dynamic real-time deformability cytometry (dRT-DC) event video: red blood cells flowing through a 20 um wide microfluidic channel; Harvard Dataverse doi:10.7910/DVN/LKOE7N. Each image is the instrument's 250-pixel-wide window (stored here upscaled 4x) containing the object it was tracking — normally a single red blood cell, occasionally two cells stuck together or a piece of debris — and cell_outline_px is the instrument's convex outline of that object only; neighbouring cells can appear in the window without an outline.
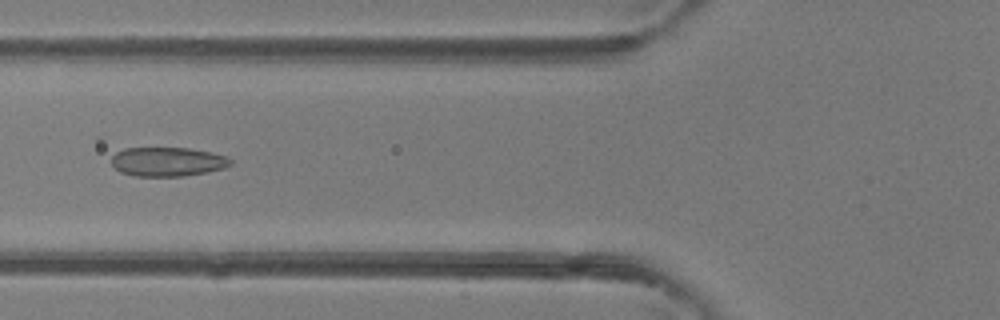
{"species": "common noctule bat (a hibernating species)", "species_latin": "Nyctalus noctula", "temperature_condition": "room temperature", "stored_images_in_passage": 42, "camera_frame_rate_fps": 3000, "um_per_image_px": 0.085, "animal": {"sex": "female"}, "frame": {"image": 1, "passage_image": 14, "time_ms": 4.333, "image_size_px": [1000, 320], "cell_outline_px": [[232, 164], [224, 168], [208, 172], [184, 176], [136, 176], [120, 172], [112, 164], [112, 156], [116, 152], [124, 148], [188, 148], [228, 156], [232, 160]], "centroid_in_image_um": [14.26, 13.75], "position_along_channel_um": 111.5, "area_um2": 20.23}}
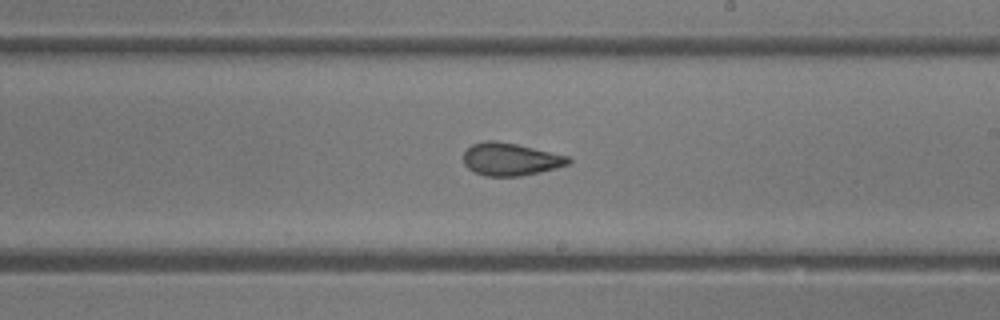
{"frame": {"image": 2, "passage_image": 23, "time_ms": 7.333, "image_size_px": [1000, 320], "cell_outline_px": [[572, 160], [568, 164], [556, 168], [540, 172], [520, 176], [484, 176], [468, 168], [464, 164], [464, 152], [472, 144], [484, 140], [496, 140], [516, 144], [568, 156]], "centroid_in_image_um": [43.37, 13.53], "position_along_channel_um": 245.6, "area_um2": 19.88}}
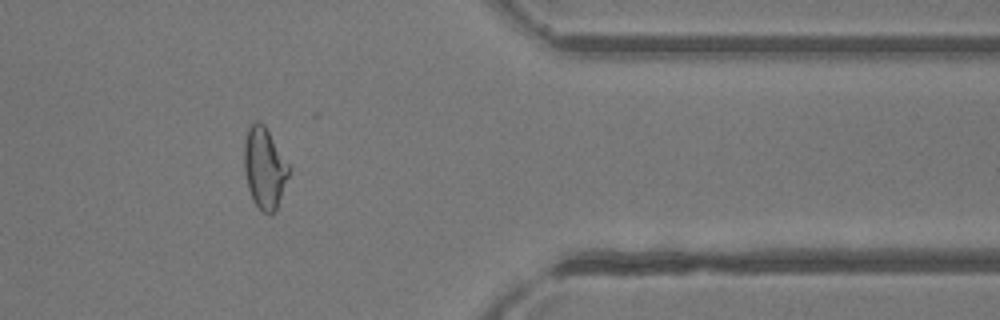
{"frame": {"image": 3, "passage_image": 34, "time_ms": 11.0, "image_size_px": [1000, 320], "cell_outline_px": [[292, 168], [276, 208], [268, 216], [252, 200], [248, 188], [244, 172], [244, 140], [248, 128], [256, 120], [260, 120], [264, 124]], "centroid_in_image_um": [22.48, 14.24], "position_along_channel_um": 388.9, "area_um2": 21.27}, "authors_computed_cell_mechanics": {"area_um2": 21.3282, "velocity_mm_per_s": 4.4388, "shape_relaxation_time_tau1_ms": 4.6826, "shape_relaxation_time_tau2_ms": null, "deformation_change_tau1": 0.1322, "deformation_change_tau2": null}}